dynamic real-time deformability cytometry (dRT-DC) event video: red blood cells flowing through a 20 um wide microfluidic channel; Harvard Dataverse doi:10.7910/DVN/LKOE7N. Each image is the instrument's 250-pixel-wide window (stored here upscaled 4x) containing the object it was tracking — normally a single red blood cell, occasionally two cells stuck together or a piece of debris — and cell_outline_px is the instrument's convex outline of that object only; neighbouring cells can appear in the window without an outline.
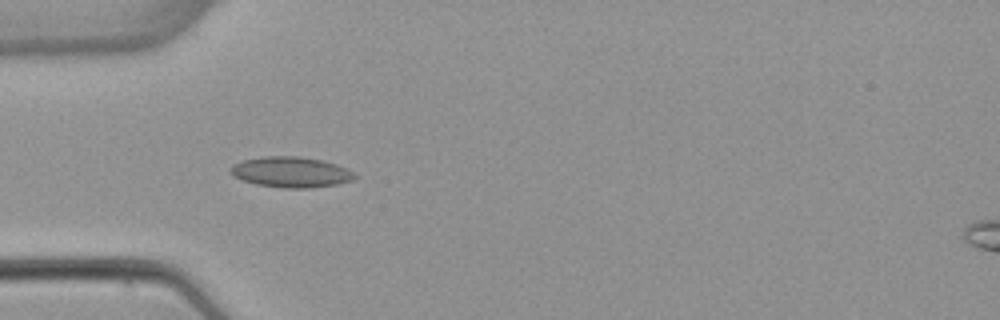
{"species": "common noctule bat (a hibernating species)", "species_latin": "Nyctalus noctula", "temperature_condition": "warm", "stored_images_in_passage": 5, "camera_frame_rate_fps": 3000, "um_per_image_px": 0.085, "animal": {"sex": "female", "body_mass_g": 22.7, "forearm_length_mm": 54.2}, "frame": {"image": 1, "passage_image": 3, "time_ms": 3.0, "image_size_px": [1000, 320], "cell_outline_px": [[356, 176], [352, 180], [336, 184], [308, 188], [284, 188], [256, 184], [232, 176], [228, 172], [228, 168], [232, 164], [244, 160], [264, 156], [300, 156], [324, 160], [336, 164], [352, 172]], "centroid_in_image_um": [24.67, 14.62], "position_along_channel_um": 60.3, "area_um2": 22.14}}
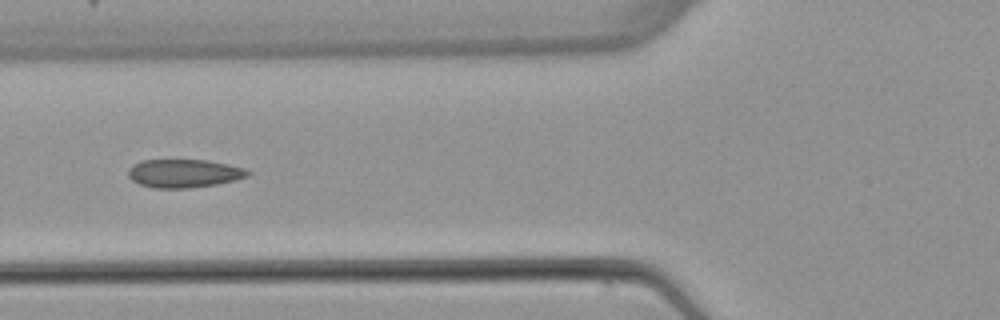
{"frame": {"image": 2, "passage_image": 4, "time_ms": 4.333, "image_size_px": [1000, 320], "cell_outline_px": [[252, 172], [248, 176], [236, 180], [216, 184], [188, 188], [152, 188], [140, 184], [132, 180], [128, 176], [128, 168], [132, 164], [144, 160], [208, 160], [248, 168]], "centroid_in_image_um": [15.67, 14.73], "position_along_channel_um": 110.1, "area_um2": 19.94}}
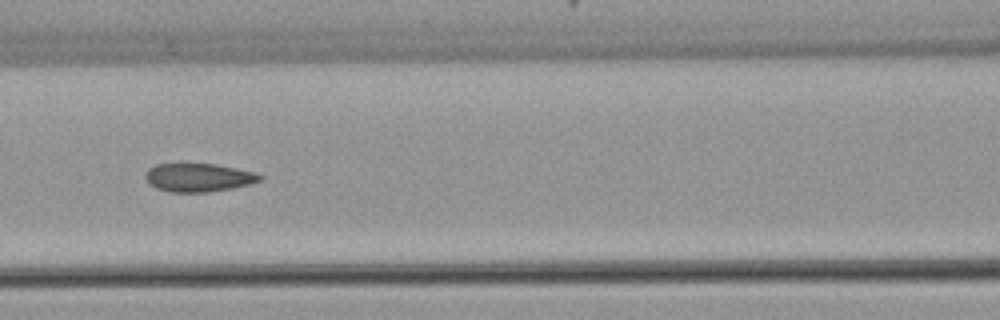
{"frame": {"image": 3, "passage_image": 5, "time_ms": 5.333, "image_size_px": [1000, 320], "cell_outline_px": [[264, 180], [252, 184], [232, 188], [208, 192], [168, 192], [156, 188], [148, 184], [144, 176], [148, 168], [156, 164], [216, 164], [256, 172], [264, 176]], "centroid_in_image_um": [16.9, 15.09], "position_along_channel_um": 149.7, "area_um2": 19.25}}